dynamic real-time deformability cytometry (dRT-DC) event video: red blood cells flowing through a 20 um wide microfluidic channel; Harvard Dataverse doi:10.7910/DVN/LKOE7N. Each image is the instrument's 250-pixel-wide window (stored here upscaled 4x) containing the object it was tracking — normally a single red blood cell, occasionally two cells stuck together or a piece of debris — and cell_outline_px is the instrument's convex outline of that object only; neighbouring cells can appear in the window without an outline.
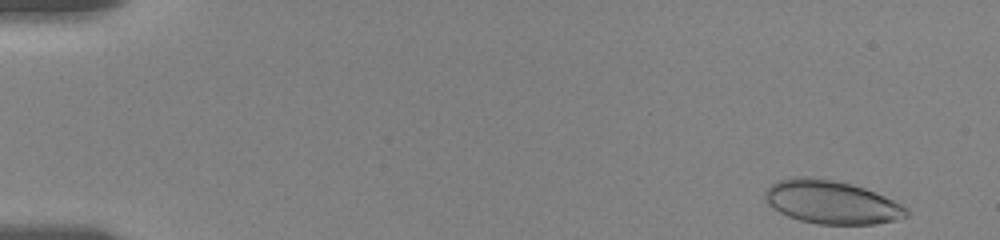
{"species": "human", "species_latin": "Homo sapiens", "temperature_condition": "room temperature", "stored_images_in_passage": 20, "camera_frame_rate_fps": 3000, "um_per_image_px": 0.085, "donor": {"sex": "female"}, "frame": {"image": 1, "passage_image": 1, "time_ms": 0.0, "image_size_px": [1000, 240], "cell_outline_px": [[908, 216], [900, 220], [876, 224], [816, 224], [800, 220], [788, 216], [780, 212], [768, 204], [764, 200], [764, 192], [772, 184], [780, 180], [792, 176], [808, 176], [832, 180], [852, 184], [864, 188], [904, 204], [908, 208]], "centroid_in_image_um": [70.71, 17.19], "position_along_channel_um": 14.3, "area_um2": 35.95}}
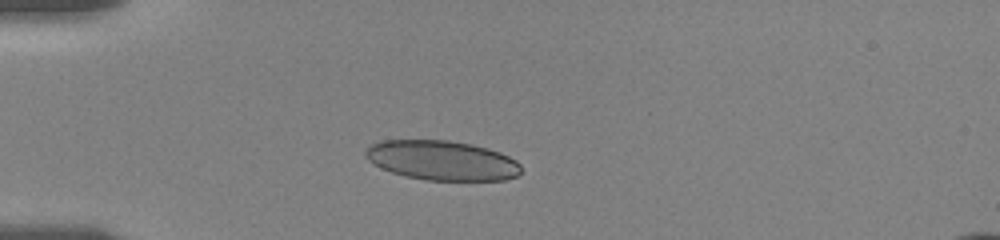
{"frame": {"image": 2, "passage_image": 13, "time_ms": 4.0, "image_size_px": [1000, 240], "cell_outline_px": [[520, 172], [516, 176], [504, 180], [428, 180], [404, 176], [380, 168], [368, 160], [364, 156], [364, 152], [372, 144], [380, 140], [448, 140], [472, 144], [488, 148], [500, 152], [516, 160], [520, 164]], "centroid_in_image_um": [37.55, 13.63], "position_along_channel_um": 47.5, "area_um2": 36.01}}